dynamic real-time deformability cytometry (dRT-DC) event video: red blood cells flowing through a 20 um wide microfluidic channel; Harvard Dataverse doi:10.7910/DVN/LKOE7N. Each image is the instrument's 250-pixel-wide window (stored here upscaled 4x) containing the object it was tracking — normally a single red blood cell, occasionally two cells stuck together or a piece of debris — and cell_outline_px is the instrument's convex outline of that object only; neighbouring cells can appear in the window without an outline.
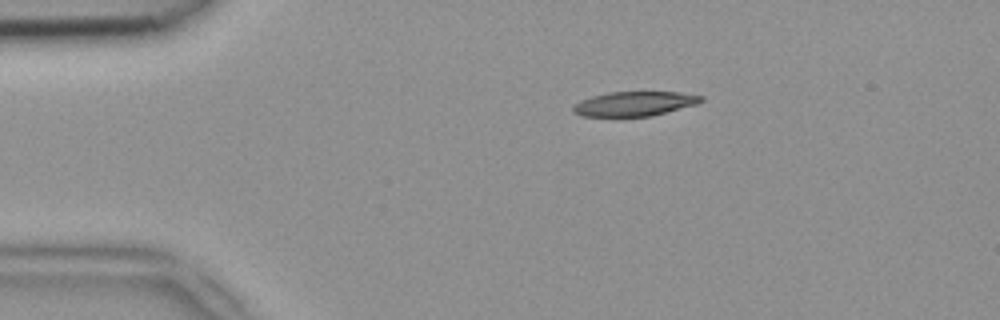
{"species": "common noctule bat (a hibernating species)", "species_latin": "Nyctalus noctula", "temperature_condition": "room temperature", "stored_images_in_passage": 41, "camera_frame_rate_fps": 3000, "um_per_image_px": 0.085, "animal": {"sex": "female", "body_mass_g": 18.4}, "frame": {"image": 1, "passage_image": 1, "time_ms": 0.0, "image_size_px": [1000, 320], "cell_outline_px": [[704, 100], [696, 104], [652, 116], [580, 116], [572, 112], [572, 108], [580, 100], [592, 96], [608, 92], [680, 92], [704, 96]], "centroid_in_image_um": [53.92, 8.81], "position_along_channel_um": 31.1, "area_um2": 18.26}}
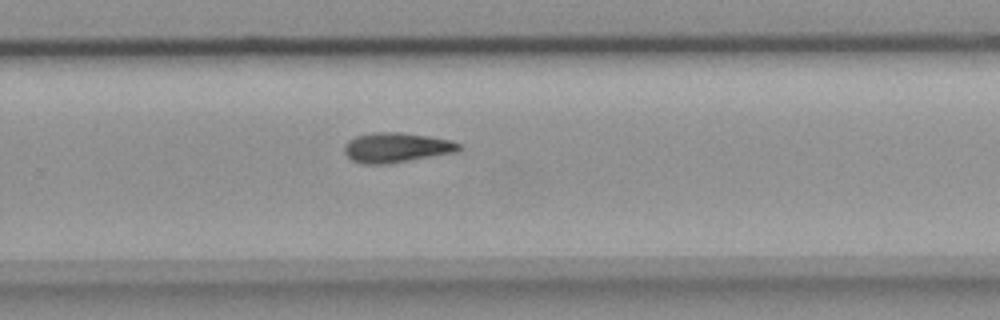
{"frame": {"image": 2, "passage_image": 24, "time_ms": 7.667, "image_size_px": [1000, 320], "cell_outline_px": [[464, 148], [456, 152], [392, 164], [360, 164], [352, 160], [344, 152], [344, 144], [348, 140], [356, 136], [372, 132], [400, 132], [428, 136], [452, 140], [460, 144]], "centroid_in_image_um": [33.7, 12.55], "position_along_channel_um": 296.1, "area_um2": 20.29}}
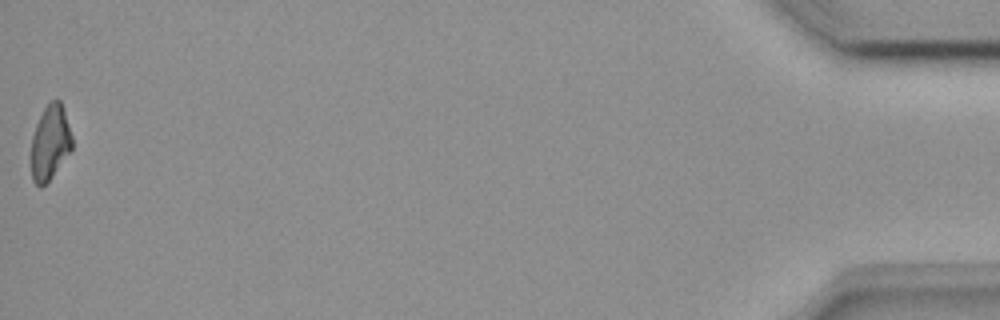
{"frame": {"image": 3, "passage_image": 41, "time_ms": 13.333, "image_size_px": [1000, 320], "cell_outline_px": [[72, 148], [48, 180], [40, 188], [32, 180], [28, 156], [32, 136], [36, 124], [44, 108], [52, 100], [60, 100], [64, 108], [72, 136]], "centroid_in_image_um": [4.2, 12.13], "position_along_channel_um": 431.0, "area_um2": 18.03}}